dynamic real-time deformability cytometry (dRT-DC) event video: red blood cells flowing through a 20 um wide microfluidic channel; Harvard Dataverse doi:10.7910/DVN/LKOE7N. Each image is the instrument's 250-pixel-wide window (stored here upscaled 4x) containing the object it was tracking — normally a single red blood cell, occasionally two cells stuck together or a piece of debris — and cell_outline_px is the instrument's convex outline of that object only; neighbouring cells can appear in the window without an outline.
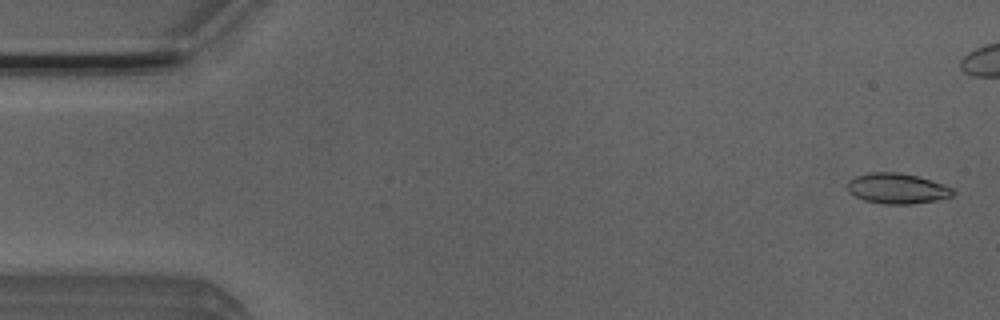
{"species": "Egyptian fruit bat (a non-hibernating species)", "species_latin": "Rousettus aegyptiacus", "temperature_condition": "room temperature", "stored_images_in_passage": 43, "camera_frame_rate_fps": 3000, "um_per_image_px": 0.085, "animal": {"sex": "male"}, "frame": {"image": 1, "passage_image": 2, "time_ms": 0.333, "image_size_px": [1000, 320], "cell_outline_px": [[956, 192], [952, 196], [936, 200], [912, 204], [884, 204], [864, 200], [848, 192], [848, 180], [856, 176], [868, 172], [896, 172], [916, 176], [944, 184], [952, 188]], "centroid_in_image_um": [76.25, 16.02], "position_along_channel_um": 8.7, "area_um2": 18.67}}
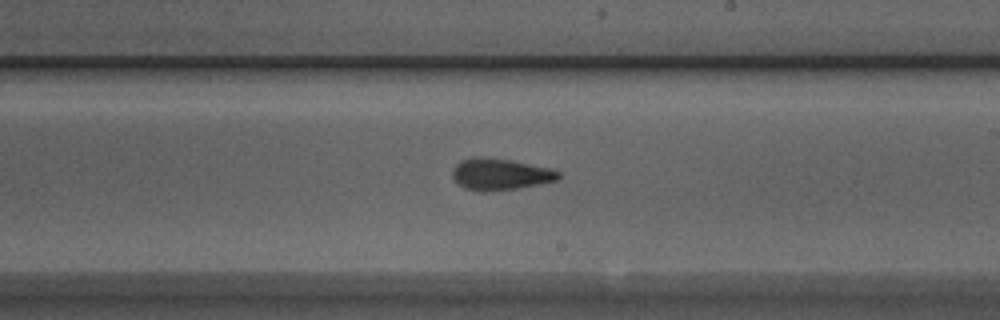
{"frame": {"image": 2, "passage_image": 30, "time_ms": 9.667, "image_size_px": [1000, 320], "cell_outline_px": [[560, 176], [556, 180], [540, 184], [516, 188], [484, 192], [464, 188], [452, 176], [452, 172], [456, 164], [460, 160], [472, 156], [484, 156], [512, 160], [552, 168], [560, 172]], "centroid_in_image_um": [42.51, 14.78], "position_along_channel_um": 246.5, "area_um2": 19.65}}
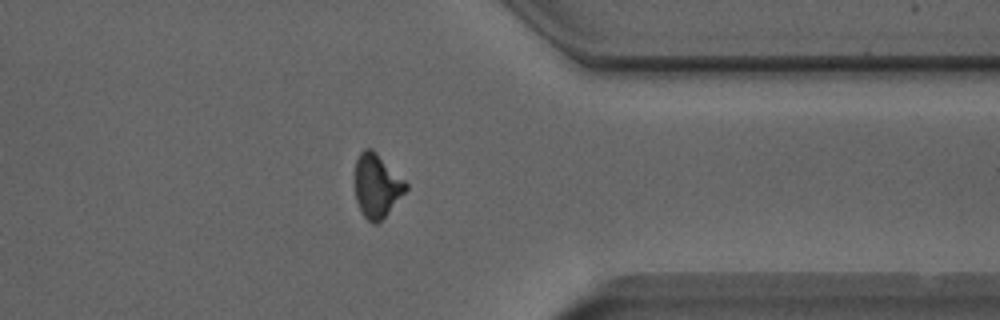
{"frame": {"image": 3, "passage_image": 41, "time_ms": 13.333, "image_size_px": [1000, 320], "cell_outline_px": [[408, 188], [388, 212], [376, 224], [372, 224], [364, 216], [356, 200], [352, 180], [356, 160], [360, 152], [364, 148], [372, 148], [408, 184]], "centroid_in_image_um": [31.97, 15.76], "position_along_channel_um": 379.4, "area_um2": 19.02}}